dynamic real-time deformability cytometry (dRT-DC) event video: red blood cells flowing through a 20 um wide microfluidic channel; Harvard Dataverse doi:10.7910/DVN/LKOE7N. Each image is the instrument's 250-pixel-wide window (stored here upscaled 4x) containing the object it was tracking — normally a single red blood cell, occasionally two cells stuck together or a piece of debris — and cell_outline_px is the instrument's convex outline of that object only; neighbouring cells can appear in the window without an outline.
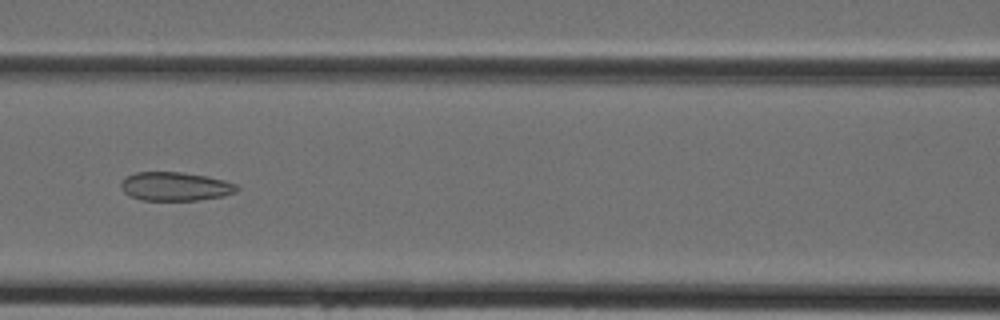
{"species": "Egyptian fruit bat (a non-hibernating species)", "species_latin": "Rousettus aegyptiacus", "temperature_condition": "cold", "stored_images_in_passage": 34, "camera_frame_rate_fps": 3000, "um_per_image_px": 0.085, "animal": {"sex": "female"}, "frame": {"image": 1, "passage_image": 9, "time_ms": 2.667, "image_size_px": [1000, 320], "cell_outline_px": [[240, 188], [236, 192], [224, 196], [196, 200], [140, 200], [124, 192], [120, 184], [124, 176], [136, 172], [180, 172], [204, 176], [224, 180], [236, 184]], "centroid_in_image_um": [14.89, 15.84], "position_along_channel_um": 151.7, "area_um2": 19.36}}
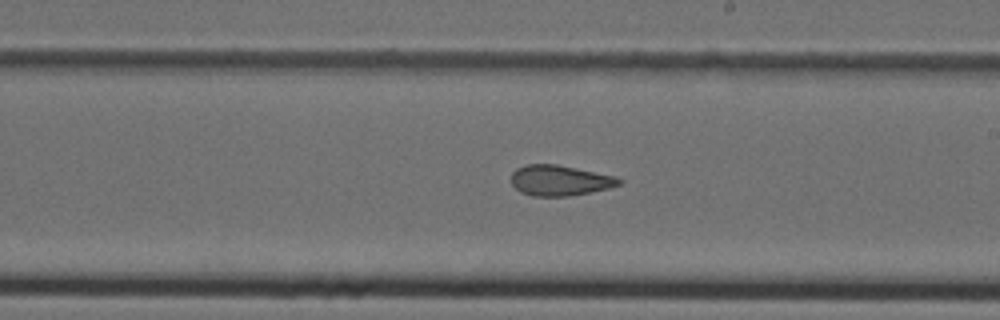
{"frame": {"image": 2, "passage_image": 15, "time_ms": 4.667, "image_size_px": [1000, 320], "cell_outline_px": [[624, 180], [620, 184], [608, 188], [568, 196], [532, 196], [520, 192], [512, 184], [512, 172], [516, 168], [528, 164], [556, 164], [616, 176]], "centroid_in_image_um": [47.57, 15.33], "position_along_channel_um": 241.4, "area_um2": 19.07}}
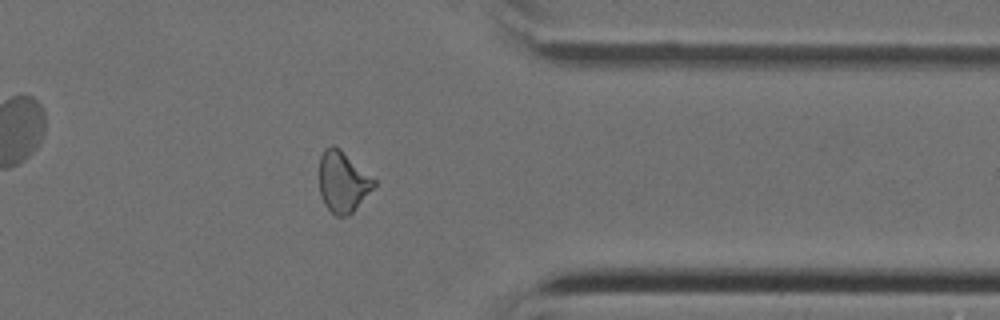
{"frame": {"image": 3, "passage_image": 25, "time_ms": 8.0, "image_size_px": [1000, 320], "cell_outline_px": [[376, 184], [352, 212], [348, 216], [336, 216], [324, 204], [320, 196], [320, 156], [324, 148], [332, 144], [340, 148], [376, 180]], "centroid_in_image_um": [29.12, 15.43], "position_along_channel_um": 382.3, "area_um2": 19.31}}